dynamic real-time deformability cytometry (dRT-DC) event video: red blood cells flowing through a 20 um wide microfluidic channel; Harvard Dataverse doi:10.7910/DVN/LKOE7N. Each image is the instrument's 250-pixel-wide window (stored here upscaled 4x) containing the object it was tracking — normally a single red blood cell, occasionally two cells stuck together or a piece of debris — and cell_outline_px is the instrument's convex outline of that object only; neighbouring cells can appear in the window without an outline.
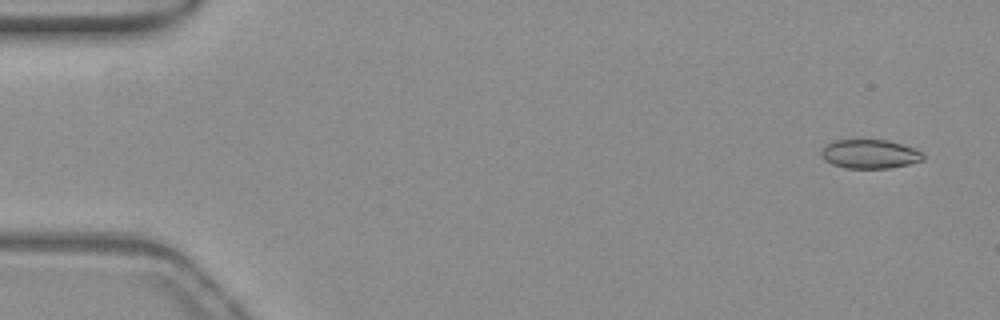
{"species": "common noctule bat (a hibernating species)", "species_latin": "Nyctalus noctula", "temperature_condition": "warm", "stored_images_in_passage": 16, "camera_frame_rate_fps": 3000, "um_per_image_px": 0.085, "animal": {"sex": "female", "body_mass_g": 19.3, "forearm_length_mm": 54.1}, "frame": {"image": 1, "passage_image": 3, "time_ms": 0.667, "image_size_px": [1000, 320], "cell_outline_px": [[924, 160], [908, 164], [888, 168], [844, 168], [832, 164], [824, 160], [820, 152], [824, 144], [836, 140], [860, 136], [888, 140], [912, 148], [920, 152], [924, 156]], "centroid_in_image_um": [73.85, 13.04], "position_along_channel_um": 11.2, "area_um2": 17.86}}
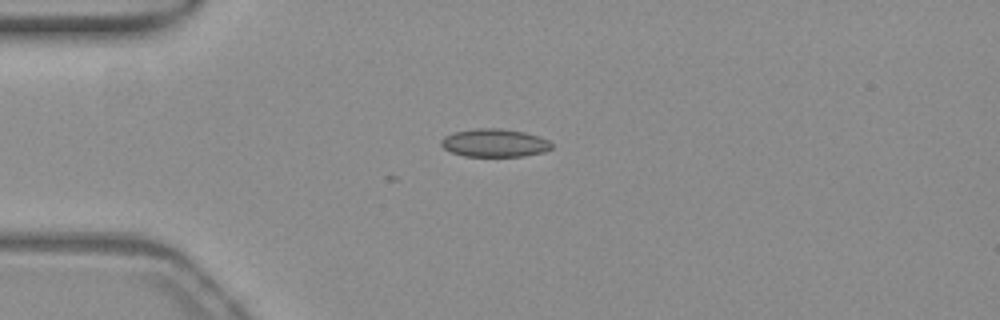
{"frame": {"image": 2, "passage_image": 14, "time_ms": 4.333, "image_size_px": [1000, 320], "cell_outline_px": [[552, 148], [544, 152], [524, 156], [464, 156], [452, 152], [444, 148], [440, 144], [440, 140], [444, 136], [456, 132], [476, 128], [500, 128], [524, 132], [548, 140], [552, 144]], "centroid_in_image_um": [42.03, 12.15], "position_along_channel_um": 43.0, "area_um2": 17.98}}